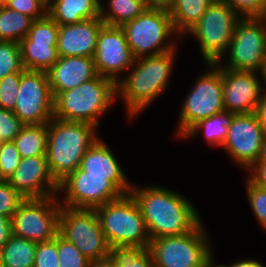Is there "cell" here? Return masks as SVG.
Wrapping results in <instances>:
<instances>
[{"label": "cell", "instance_id": "cell-1", "mask_svg": "<svg viewBox=\"0 0 266 267\" xmlns=\"http://www.w3.org/2000/svg\"><path fill=\"white\" fill-rule=\"evenodd\" d=\"M130 194L143 215L151 240L180 236L192 231L203 219L193 202L164 185H134Z\"/></svg>", "mask_w": 266, "mask_h": 267}, {"label": "cell", "instance_id": "cell-2", "mask_svg": "<svg viewBox=\"0 0 266 267\" xmlns=\"http://www.w3.org/2000/svg\"><path fill=\"white\" fill-rule=\"evenodd\" d=\"M177 50L136 58L116 83L117 98L122 100L128 120L137 118L170 87Z\"/></svg>", "mask_w": 266, "mask_h": 267}, {"label": "cell", "instance_id": "cell-3", "mask_svg": "<svg viewBox=\"0 0 266 267\" xmlns=\"http://www.w3.org/2000/svg\"><path fill=\"white\" fill-rule=\"evenodd\" d=\"M97 128L94 124L55 117L47 123L46 158L50 174L57 183L80 167L85 152L101 138Z\"/></svg>", "mask_w": 266, "mask_h": 267}, {"label": "cell", "instance_id": "cell-4", "mask_svg": "<svg viewBox=\"0 0 266 267\" xmlns=\"http://www.w3.org/2000/svg\"><path fill=\"white\" fill-rule=\"evenodd\" d=\"M117 100L116 83L99 74L54 97V117L62 121L100 126L101 117ZM113 104V105H112Z\"/></svg>", "mask_w": 266, "mask_h": 267}, {"label": "cell", "instance_id": "cell-5", "mask_svg": "<svg viewBox=\"0 0 266 267\" xmlns=\"http://www.w3.org/2000/svg\"><path fill=\"white\" fill-rule=\"evenodd\" d=\"M94 210L110 247L148 248L151 238L140 208L130 193Z\"/></svg>", "mask_w": 266, "mask_h": 267}, {"label": "cell", "instance_id": "cell-6", "mask_svg": "<svg viewBox=\"0 0 266 267\" xmlns=\"http://www.w3.org/2000/svg\"><path fill=\"white\" fill-rule=\"evenodd\" d=\"M205 65V73L203 71L199 74L180 105L179 120L174 132V136L179 139L201 120L225 111L222 66L218 62Z\"/></svg>", "mask_w": 266, "mask_h": 267}, {"label": "cell", "instance_id": "cell-7", "mask_svg": "<svg viewBox=\"0 0 266 267\" xmlns=\"http://www.w3.org/2000/svg\"><path fill=\"white\" fill-rule=\"evenodd\" d=\"M121 28L135 58L158 55L180 47L177 40L181 38L166 10L148 8L134 20L124 23Z\"/></svg>", "mask_w": 266, "mask_h": 267}, {"label": "cell", "instance_id": "cell-8", "mask_svg": "<svg viewBox=\"0 0 266 267\" xmlns=\"http://www.w3.org/2000/svg\"><path fill=\"white\" fill-rule=\"evenodd\" d=\"M204 225L202 220L184 235L151 240L148 250L154 267H207L213 249L209 232Z\"/></svg>", "mask_w": 266, "mask_h": 267}, {"label": "cell", "instance_id": "cell-9", "mask_svg": "<svg viewBox=\"0 0 266 267\" xmlns=\"http://www.w3.org/2000/svg\"><path fill=\"white\" fill-rule=\"evenodd\" d=\"M241 18L228 4L214 0L184 37H195L204 64L217 63L228 51L234 29Z\"/></svg>", "mask_w": 266, "mask_h": 267}, {"label": "cell", "instance_id": "cell-10", "mask_svg": "<svg viewBox=\"0 0 266 267\" xmlns=\"http://www.w3.org/2000/svg\"><path fill=\"white\" fill-rule=\"evenodd\" d=\"M265 57L266 17H246L237 22L229 49L218 63L226 69L261 72Z\"/></svg>", "mask_w": 266, "mask_h": 267}, {"label": "cell", "instance_id": "cell-11", "mask_svg": "<svg viewBox=\"0 0 266 267\" xmlns=\"http://www.w3.org/2000/svg\"><path fill=\"white\" fill-rule=\"evenodd\" d=\"M58 233L91 262L110 257V246L94 209L61 206Z\"/></svg>", "mask_w": 266, "mask_h": 267}, {"label": "cell", "instance_id": "cell-12", "mask_svg": "<svg viewBox=\"0 0 266 267\" xmlns=\"http://www.w3.org/2000/svg\"><path fill=\"white\" fill-rule=\"evenodd\" d=\"M60 210L57 195L25 199L11 218L12 234L36 243L52 240L59 232Z\"/></svg>", "mask_w": 266, "mask_h": 267}, {"label": "cell", "instance_id": "cell-13", "mask_svg": "<svg viewBox=\"0 0 266 267\" xmlns=\"http://www.w3.org/2000/svg\"><path fill=\"white\" fill-rule=\"evenodd\" d=\"M122 195L107 177L84 175L80 167L58 183V200L70 208L95 209Z\"/></svg>", "mask_w": 266, "mask_h": 267}, {"label": "cell", "instance_id": "cell-14", "mask_svg": "<svg viewBox=\"0 0 266 267\" xmlns=\"http://www.w3.org/2000/svg\"><path fill=\"white\" fill-rule=\"evenodd\" d=\"M13 112L25 125L46 124L54 117V97L46 71L21 74Z\"/></svg>", "mask_w": 266, "mask_h": 267}, {"label": "cell", "instance_id": "cell-15", "mask_svg": "<svg viewBox=\"0 0 266 267\" xmlns=\"http://www.w3.org/2000/svg\"><path fill=\"white\" fill-rule=\"evenodd\" d=\"M265 135L255 113L235 114L221 148L247 172L260 159Z\"/></svg>", "mask_w": 266, "mask_h": 267}, {"label": "cell", "instance_id": "cell-16", "mask_svg": "<svg viewBox=\"0 0 266 267\" xmlns=\"http://www.w3.org/2000/svg\"><path fill=\"white\" fill-rule=\"evenodd\" d=\"M135 59L121 27L104 25L100 29L93 56L97 74L117 83L133 66Z\"/></svg>", "mask_w": 266, "mask_h": 267}, {"label": "cell", "instance_id": "cell-17", "mask_svg": "<svg viewBox=\"0 0 266 267\" xmlns=\"http://www.w3.org/2000/svg\"><path fill=\"white\" fill-rule=\"evenodd\" d=\"M58 32L59 25L48 15L32 22L28 35L19 42L25 70L47 72L58 61Z\"/></svg>", "mask_w": 266, "mask_h": 267}, {"label": "cell", "instance_id": "cell-18", "mask_svg": "<svg viewBox=\"0 0 266 267\" xmlns=\"http://www.w3.org/2000/svg\"><path fill=\"white\" fill-rule=\"evenodd\" d=\"M260 72L236 71L222 67L223 104L235 114L254 113L264 91Z\"/></svg>", "mask_w": 266, "mask_h": 267}, {"label": "cell", "instance_id": "cell-19", "mask_svg": "<svg viewBox=\"0 0 266 267\" xmlns=\"http://www.w3.org/2000/svg\"><path fill=\"white\" fill-rule=\"evenodd\" d=\"M25 199L56 196L58 183L50 174L46 156L22 158L7 180Z\"/></svg>", "mask_w": 266, "mask_h": 267}, {"label": "cell", "instance_id": "cell-20", "mask_svg": "<svg viewBox=\"0 0 266 267\" xmlns=\"http://www.w3.org/2000/svg\"><path fill=\"white\" fill-rule=\"evenodd\" d=\"M80 168L84 170V175L107 177L123 195L130 193L132 182L102 137L85 152Z\"/></svg>", "mask_w": 266, "mask_h": 267}, {"label": "cell", "instance_id": "cell-21", "mask_svg": "<svg viewBox=\"0 0 266 267\" xmlns=\"http://www.w3.org/2000/svg\"><path fill=\"white\" fill-rule=\"evenodd\" d=\"M105 25L101 18L79 23L59 25L57 50L59 56L93 57L100 29Z\"/></svg>", "mask_w": 266, "mask_h": 267}, {"label": "cell", "instance_id": "cell-22", "mask_svg": "<svg viewBox=\"0 0 266 267\" xmlns=\"http://www.w3.org/2000/svg\"><path fill=\"white\" fill-rule=\"evenodd\" d=\"M97 75L93 57L82 56H59L58 61L47 71L53 97Z\"/></svg>", "mask_w": 266, "mask_h": 267}, {"label": "cell", "instance_id": "cell-23", "mask_svg": "<svg viewBox=\"0 0 266 267\" xmlns=\"http://www.w3.org/2000/svg\"><path fill=\"white\" fill-rule=\"evenodd\" d=\"M101 0H49L47 15L58 25L100 18Z\"/></svg>", "mask_w": 266, "mask_h": 267}, {"label": "cell", "instance_id": "cell-24", "mask_svg": "<svg viewBox=\"0 0 266 267\" xmlns=\"http://www.w3.org/2000/svg\"><path fill=\"white\" fill-rule=\"evenodd\" d=\"M234 115L235 113L222 111L209 118L201 120L182 137V140L183 138L184 140L192 139L195 136L197 138L198 134L204 135L208 145L221 148L228 135V128L231 125Z\"/></svg>", "mask_w": 266, "mask_h": 267}, {"label": "cell", "instance_id": "cell-25", "mask_svg": "<svg viewBox=\"0 0 266 267\" xmlns=\"http://www.w3.org/2000/svg\"><path fill=\"white\" fill-rule=\"evenodd\" d=\"M214 0H176L169 13L174 29L183 37L195 26Z\"/></svg>", "mask_w": 266, "mask_h": 267}, {"label": "cell", "instance_id": "cell-26", "mask_svg": "<svg viewBox=\"0 0 266 267\" xmlns=\"http://www.w3.org/2000/svg\"><path fill=\"white\" fill-rule=\"evenodd\" d=\"M106 2L100 3V18L108 26L121 27L148 9L145 0H107Z\"/></svg>", "mask_w": 266, "mask_h": 267}, {"label": "cell", "instance_id": "cell-27", "mask_svg": "<svg viewBox=\"0 0 266 267\" xmlns=\"http://www.w3.org/2000/svg\"><path fill=\"white\" fill-rule=\"evenodd\" d=\"M13 142L22 158L46 156L47 123L25 125Z\"/></svg>", "mask_w": 266, "mask_h": 267}, {"label": "cell", "instance_id": "cell-28", "mask_svg": "<svg viewBox=\"0 0 266 267\" xmlns=\"http://www.w3.org/2000/svg\"><path fill=\"white\" fill-rule=\"evenodd\" d=\"M37 243L11 235L2 247L4 267H33Z\"/></svg>", "mask_w": 266, "mask_h": 267}, {"label": "cell", "instance_id": "cell-29", "mask_svg": "<svg viewBox=\"0 0 266 267\" xmlns=\"http://www.w3.org/2000/svg\"><path fill=\"white\" fill-rule=\"evenodd\" d=\"M34 20L6 6L0 8V41L20 42L28 35Z\"/></svg>", "mask_w": 266, "mask_h": 267}, {"label": "cell", "instance_id": "cell-30", "mask_svg": "<svg viewBox=\"0 0 266 267\" xmlns=\"http://www.w3.org/2000/svg\"><path fill=\"white\" fill-rule=\"evenodd\" d=\"M110 258L117 267H154L146 247H110Z\"/></svg>", "mask_w": 266, "mask_h": 267}, {"label": "cell", "instance_id": "cell-31", "mask_svg": "<svg viewBox=\"0 0 266 267\" xmlns=\"http://www.w3.org/2000/svg\"><path fill=\"white\" fill-rule=\"evenodd\" d=\"M24 71L19 43L0 41V79L8 74Z\"/></svg>", "mask_w": 266, "mask_h": 267}, {"label": "cell", "instance_id": "cell-32", "mask_svg": "<svg viewBox=\"0 0 266 267\" xmlns=\"http://www.w3.org/2000/svg\"><path fill=\"white\" fill-rule=\"evenodd\" d=\"M246 197L252 210L253 217L263 231L266 232V189L253 184L247 177L244 178Z\"/></svg>", "mask_w": 266, "mask_h": 267}, {"label": "cell", "instance_id": "cell-33", "mask_svg": "<svg viewBox=\"0 0 266 267\" xmlns=\"http://www.w3.org/2000/svg\"><path fill=\"white\" fill-rule=\"evenodd\" d=\"M59 267H89V261L76 246L58 233Z\"/></svg>", "mask_w": 266, "mask_h": 267}, {"label": "cell", "instance_id": "cell-34", "mask_svg": "<svg viewBox=\"0 0 266 267\" xmlns=\"http://www.w3.org/2000/svg\"><path fill=\"white\" fill-rule=\"evenodd\" d=\"M22 73L15 72L0 79V108L14 110Z\"/></svg>", "mask_w": 266, "mask_h": 267}, {"label": "cell", "instance_id": "cell-35", "mask_svg": "<svg viewBox=\"0 0 266 267\" xmlns=\"http://www.w3.org/2000/svg\"><path fill=\"white\" fill-rule=\"evenodd\" d=\"M16 145L13 141L0 144V180H8L21 162Z\"/></svg>", "mask_w": 266, "mask_h": 267}, {"label": "cell", "instance_id": "cell-36", "mask_svg": "<svg viewBox=\"0 0 266 267\" xmlns=\"http://www.w3.org/2000/svg\"><path fill=\"white\" fill-rule=\"evenodd\" d=\"M25 198L7 181L0 180V215L12 218Z\"/></svg>", "mask_w": 266, "mask_h": 267}, {"label": "cell", "instance_id": "cell-37", "mask_svg": "<svg viewBox=\"0 0 266 267\" xmlns=\"http://www.w3.org/2000/svg\"><path fill=\"white\" fill-rule=\"evenodd\" d=\"M33 267H59L58 234L52 240L37 243Z\"/></svg>", "mask_w": 266, "mask_h": 267}, {"label": "cell", "instance_id": "cell-38", "mask_svg": "<svg viewBox=\"0 0 266 267\" xmlns=\"http://www.w3.org/2000/svg\"><path fill=\"white\" fill-rule=\"evenodd\" d=\"M6 7L39 20L47 16L48 2L46 0H7Z\"/></svg>", "mask_w": 266, "mask_h": 267}, {"label": "cell", "instance_id": "cell-39", "mask_svg": "<svg viewBox=\"0 0 266 267\" xmlns=\"http://www.w3.org/2000/svg\"><path fill=\"white\" fill-rule=\"evenodd\" d=\"M24 126L13 111L0 108V142L13 141Z\"/></svg>", "mask_w": 266, "mask_h": 267}, {"label": "cell", "instance_id": "cell-40", "mask_svg": "<svg viewBox=\"0 0 266 267\" xmlns=\"http://www.w3.org/2000/svg\"><path fill=\"white\" fill-rule=\"evenodd\" d=\"M228 4L242 18L266 17V0H220Z\"/></svg>", "mask_w": 266, "mask_h": 267}, {"label": "cell", "instance_id": "cell-41", "mask_svg": "<svg viewBox=\"0 0 266 267\" xmlns=\"http://www.w3.org/2000/svg\"><path fill=\"white\" fill-rule=\"evenodd\" d=\"M246 177L256 186L266 189V162H256L247 172Z\"/></svg>", "mask_w": 266, "mask_h": 267}, {"label": "cell", "instance_id": "cell-42", "mask_svg": "<svg viewBox=\"0 0 266 267\" xmlns=\"http://www.w3.org/2000/svg\"><path fill=\"white\" fill-rule=\"evenodd\" d=\"M12 235V221L11 218L0 215V247L2 248Z\"/></svg>", "mask_w": 266, "mask_h": 267}, {"label": "cell", "instance_id": "cell-43", "mask_svg": "<svg viewBox=\"0 0 266 267\" xmlns=\"http://www.w3.org/2000/svg\"><path fill=\"white\" fill-rule=\"evenodd\" d=\"M255 115L266 132V90L263 91L260 101L255 109Z\"/></svg>", "mask_w": 266, "mask_h": 267}, {"label": "cell", "instance_id": "cell-44", "mask_svg": "<svg viewBox=\"0 0 266 267\" xmlns=\"http://www.w3.org/2000/svg\"><path fill=\"white\" fill-rule=\"evenodd\" d=\"M149 9H162L170 11L176 0H145Z\"/></svg>", "mask_w": 266, "mask_h": 267}, {"label": "cell", "instance_id": "cell-45", "mask_svg": "<svg viewBox=\"0 0 266 267\" xmlns=\"http://www.w3.org/2000/svg\"><path fill=\"white\" fill-rule=\"evenodd\" d=\"M231 265L232 267H266L265 264L254 258L238 259V261H233Z\"/></svg>", "mask_w": 266, "mask_h": 267}, {"label": "cell", "instance_id": "cell-46", "mask_svg": "<svg viewBox=\"0 0 266 267\" xmlns=\"http://www.w3.org/2000/svg\"><path fill=\"white\" fill-rule=\"evenodd\" d=\"M89 267H117V266L115 265V262L110 257H108L103 260L92 261Z\"/></svg>", "mask_w": 266, "mask_h": 267}, {"label": "cell", "instance_id": "cell-47", "mask_svg": "<svg viewBox=\"0 0 266 267\" xmlns=\"http://www.w3.org/2000/svg\"><path fill=\"white\" fill-rule=\"evenodd\" d=\"M218 262L215 261V254L214 252L209 256L207 261V267H232V265L229 263L228 265L224 264H218Z\"/></svg>", "mask_w": 266, "mask_h": 267}, {"label": "cell", "instance_id": "cell-48", "mask_svg": "<svg viewBox=\"0 0 266 267\" xmlns=\"http://www.w3.org/2000/svg\"><path fill=\"white\" fill-rule=\"evenodd\" d=\"M257 162H266V135L264 137L261 156H260L259 161H257Z\"/></svg>", "mask_w": 266, "mask_h": 267}, {"label": "cell", "instance_id": "cell-49", "mask_svg": "<svg viewBox=\"0 0 266 267\" xmlns=\"http://www.w3.org/2000/svg\"><path fill=\"white\" fill-rule=\"evenodd\" d=\"M260 73H261L262 82L264 83L263 84L264 90H266V57H265V60H264L262 71Z\"/></svg>", "mask_w": 266, "mask_h": 267}, {"label": "cell", "instance_id": "cell-50", "mask_svg": "<svg viewBox=\"0 0 266 267\" xmlns=\"http://www.w3.org/2000/svg\"><path fill=\"white\" fill-rule=\"evenodd\" d=\"M0 267H4L3 264V253H2V248L0 247Z\"/></svg>", "mask_w": 266, "mask_h": 267}, {"label": "cell", "instance_id": "cell-51", "mask_svg": "<svg viewBox=\"0 0 266 267\" xmlns=\"http://www.w3.org/2000/svg\"><path fill=\"white\" fill-rule=\"evenodd\" d=\"M6 6V0H0V8Z\"/></svg>", "mask_w": 266, "mask_h": 267}]
</instances>
